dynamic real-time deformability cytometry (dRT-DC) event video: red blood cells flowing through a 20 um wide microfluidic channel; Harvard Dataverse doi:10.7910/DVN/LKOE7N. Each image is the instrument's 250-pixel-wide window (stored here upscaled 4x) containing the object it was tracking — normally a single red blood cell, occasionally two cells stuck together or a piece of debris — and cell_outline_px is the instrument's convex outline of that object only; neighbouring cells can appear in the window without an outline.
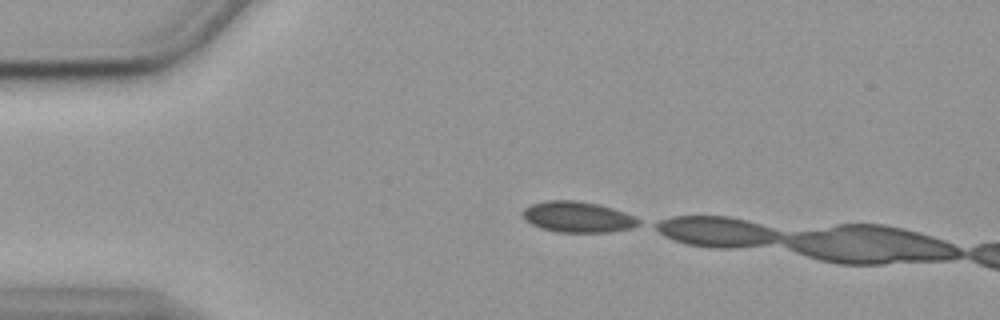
{"species": "common noctule bat (a hibernating species)", "species_latin": "Nyctalus noctula", "temperature_condition": "cold", "stored_images_in_passage": 5, "camera_frame_rate_fps": 3000, "um_per_image_px": 0.085, "animal": {"sex": "female", "body_mass_g": 19.9}, "frame": {"image": 1, "passage_image": 1, "time_ms": 0.0, "image_size_px": [1000, 320], "cell_outline_px": [[640, 224], [632, 228], [612, 232], [556, 232], [540, 228], [524, 220], [524, 208], [532, 204], [548, 200], [572, 200], [596, 204], [612, 208], [624, 212], [640, 220]], "centroid_in_image_um": [49.1, 18.45], "position_along_channel_um": 35.9, "area_um2": 20.69}}